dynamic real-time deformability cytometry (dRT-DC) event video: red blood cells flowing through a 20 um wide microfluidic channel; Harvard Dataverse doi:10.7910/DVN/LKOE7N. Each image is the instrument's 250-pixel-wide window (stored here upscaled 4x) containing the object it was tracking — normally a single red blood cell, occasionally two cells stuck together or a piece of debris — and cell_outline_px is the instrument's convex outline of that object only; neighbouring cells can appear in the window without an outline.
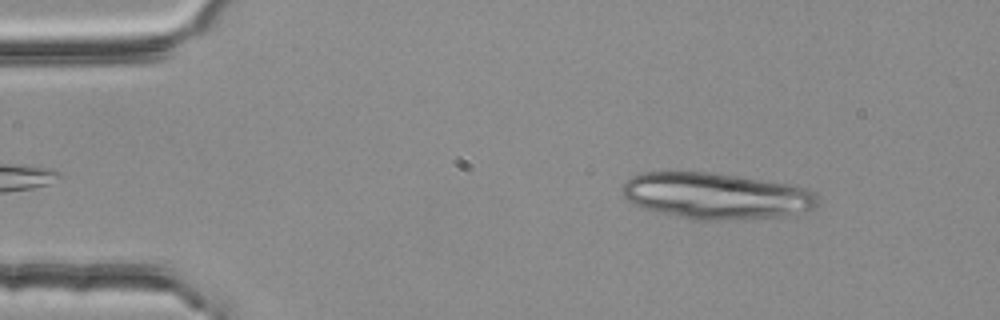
{"species": "common noctule bat (a hibernating species)", "species_latin": "Nyctalus noctula", "temperature_condition": "room temperature", "stored_images_in_passage": 5, "segment_of_instrument_passage": [1, 2], "camera_frame_rate_fps": 3000, "um_per_image_px": 0.085, "animal": {"sex": "female", "body_mass_g": 25.1}, "frame": {"image": 1, "passage_image": 1, "time_ms": 0.0, "image_size_px": [1000, 320], "cell_outline_px": [[820, 200], [816, 208], [784, 216], [744, 220], [692, 220], [644, 208], [632, 204], [620, 192], [620, 188], [632, 176], [644, 172], [708, 172], [740, 176], [792, 184], [808, 188], [816, 192]], "centroid_in_image_um": [60.92, 16.66], "position_along_channel_um": 24.1, "area_um2": 53.41}}